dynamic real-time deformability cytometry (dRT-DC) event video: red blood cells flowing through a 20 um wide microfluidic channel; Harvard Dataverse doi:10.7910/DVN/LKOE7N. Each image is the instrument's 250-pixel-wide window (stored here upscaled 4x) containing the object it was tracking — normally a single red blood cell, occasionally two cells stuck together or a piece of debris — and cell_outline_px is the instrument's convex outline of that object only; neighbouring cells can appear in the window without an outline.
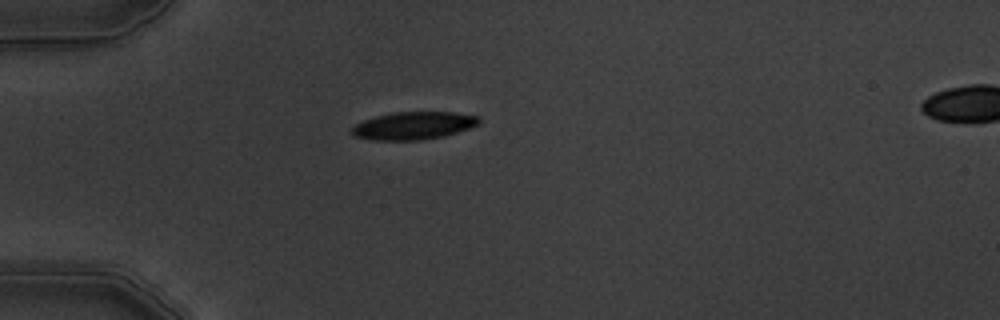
{"species": "common noctule bat (a hibernating species)", "species_latin": "Nyctalus noctula", "temperature_condition": "warm", "stored_images_in_passage": 2, "segment_of_instrument_passage": [1, 2], "camera_frame_rate_fps": 3000, "um_per_image_px": 0.085, "animal": {"sex": "male", "body_mass_g": 19.5, "forearm_length_mm": 54.6}, "frame": {"image": 1, "passage_image": 1, "time_ms": 0.0, "image_size_px": [1000, 320], "cell_outline_px": [[480, 124], [444, 136], [420, 140], [372, 140], [352, 136], [352, 128], [356, 124], [364, 120], [376, 116], [392, 112], [452, 112], [480, 116]], "centroid_in_image_um": [35.15, 10.68], "position_along_channel_um": 49.9, "area_um2": 20.52}}